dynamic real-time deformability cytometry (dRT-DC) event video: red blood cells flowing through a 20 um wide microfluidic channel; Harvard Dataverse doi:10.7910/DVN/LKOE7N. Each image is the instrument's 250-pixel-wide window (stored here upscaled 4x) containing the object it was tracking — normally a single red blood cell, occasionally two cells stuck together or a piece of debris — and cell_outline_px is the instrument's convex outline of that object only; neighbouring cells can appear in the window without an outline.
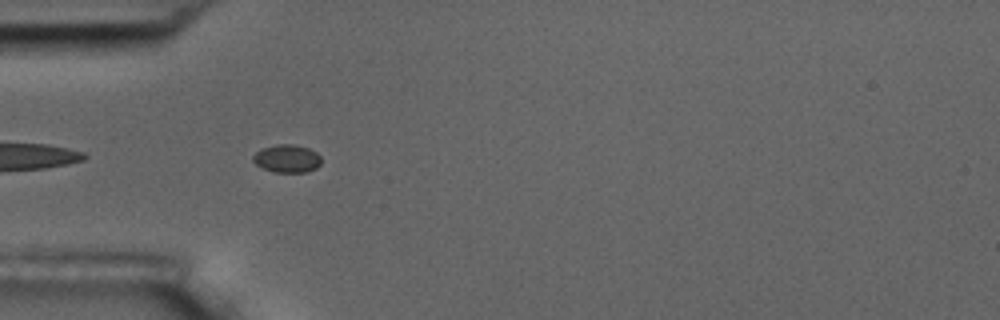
{"species": "common noctule bat (a hibernating species)", "species_latin": "Nyctalus noctula", "temperature_condition": "room temperature", "stored_images_in_passage": 4, "camera_frame_rate_fps": 3000, "um_per_image_px": 0.085, "animal": {"sex": "male", "body_mass_g": 17.5, "forearm_length_mm": 52.3}, "frame": {"image": 1, "passage_image": 3, "time_ms": 2.667, "image_size_px": [1000, 320], "cell_outline_px": [[320, 164], [316, 168], [308, 172], [272, 172], [256, 164], [252, 160], [252, 156], [256, 152], [264, 148], [276, 144], [296, 144], [308, 148], [316, 152], [320, 156]], "centroid_in_image_um": [24.4, 13.48], "position_along_channel_um": 60.6, "area_um2": 11.1}}